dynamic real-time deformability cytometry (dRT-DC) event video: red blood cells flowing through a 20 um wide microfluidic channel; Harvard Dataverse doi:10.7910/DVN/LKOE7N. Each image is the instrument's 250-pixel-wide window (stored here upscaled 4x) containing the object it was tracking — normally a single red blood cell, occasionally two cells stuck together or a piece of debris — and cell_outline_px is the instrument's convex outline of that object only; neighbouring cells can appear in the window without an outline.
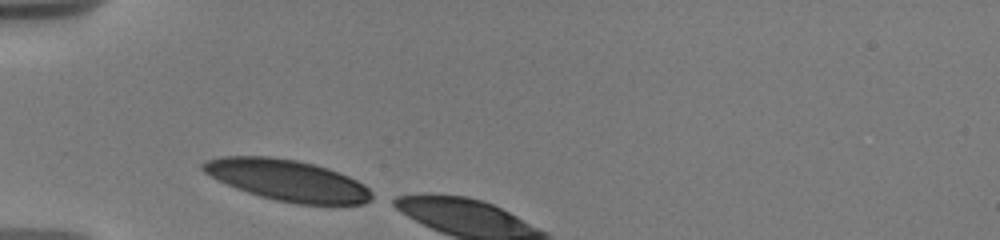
{"species": "human", "species_latin": "Homo sapiens", "temperature_condition": "warm", "stored_images_in_passage": 2, "camera_frame_rate_fps": 3000, "um_per_image_px": 0.085, "donor": {"sex": "male"}, "frame": {"image": 1, "passage_image": 1, "time_ms": 0.0, "image_size_px": [1000, 240], "cell_outline_px": [[372, 200], [364, 204], [296, 204], [276, 200], [260, 196], [236, 188], [204, 172], [200, 168], [200, 164], [208, 160], [220, 156], [268, 156], [296, 160], [328, 168], [348, 176], [364, 184], [372, 192]], "centroid_in_image_um": [24.44, 15.32], "position_along_channel_um": 60.6, "area_um2": 40.23}}